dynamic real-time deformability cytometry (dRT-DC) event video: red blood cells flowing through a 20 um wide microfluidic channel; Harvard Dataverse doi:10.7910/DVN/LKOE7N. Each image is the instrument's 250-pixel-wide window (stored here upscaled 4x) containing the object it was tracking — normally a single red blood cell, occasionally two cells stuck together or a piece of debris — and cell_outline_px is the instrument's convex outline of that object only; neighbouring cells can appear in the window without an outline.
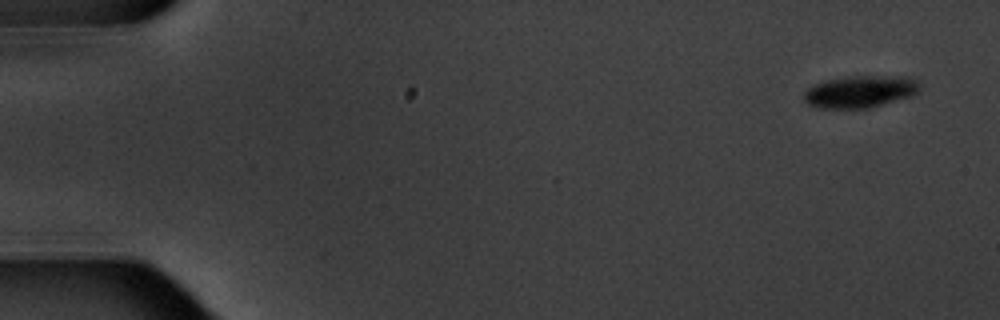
{"species": "common noctule bat (a hibernating species)", "species_latin": "Nyctalus noctula", "temperature_condition": "warm", "stored_images_in_passage": 5, "camera_frame_rate_fps": 3000, "um_per_image_px": 0.085, "animal": {"sex": "male", "body_mass_g": 20.1, "forearm_length_mm": 53.5}, "frame": {"image": 1, "passage_image": 1, "time_ms": 0.0, "image_size_px": [1000, 320], "cell_outline_px": [[920, 88], [912, 96], [868, 108], [816, 108], [808, 104], [804, 100], [804, 92], [808, 88], [816, 84], [828, 80], [848, 76], [904, 76], [916, 80], [920, 84]], "centroid_in_image_um": [73.11, 7.79], "position_along_channel_um": 11.9, "area_um2": 21.56}}